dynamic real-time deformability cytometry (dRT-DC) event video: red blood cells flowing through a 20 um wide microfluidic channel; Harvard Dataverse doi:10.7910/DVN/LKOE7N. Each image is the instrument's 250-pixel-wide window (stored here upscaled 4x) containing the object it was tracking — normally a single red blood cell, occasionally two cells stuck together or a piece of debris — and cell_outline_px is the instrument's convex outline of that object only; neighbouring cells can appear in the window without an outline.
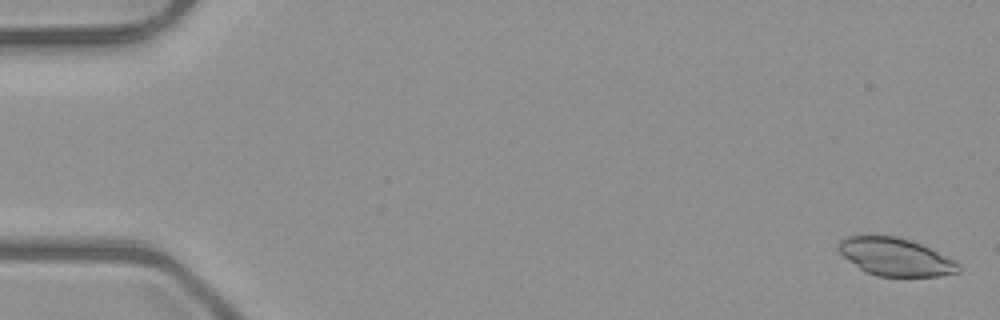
{"species": "common noctule bat (a hibernating species)", "species_latin": "Nyctalus noctula", "temperature_condition": "room temperature", "stored_images_in_passage": 5, "camera_frame_rate_fps": 3000, "um_per_image_px": 0.085, "animal": {"sex": "male", "body_mass_g": 23.1, "forearm_length_mm": 52.7}, "frame": {"image": 1, "passage_image": 1, "time_ms": 0.0, "image_size_px": [1000, 320], "cell_outline_px": [[960, 272], [940, 276], [876, 276], [860, 268], [844, 256], [836, 248], [836, 244], [840, 240], [848, 236], [896, 236], [920, 244], [952, 260], [960, 268]], "centroid_in_image_um": [76.06, 21.84], "position_along_channel_um": 8.9, "area_um2": 25.78}}
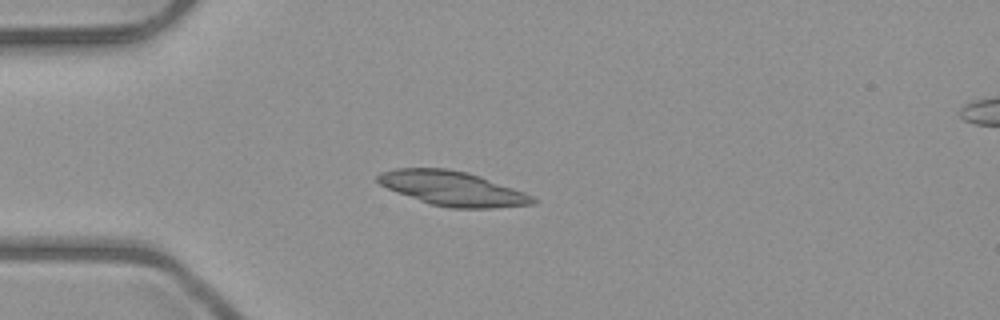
{"frame": {"image": 2, "passage_image": 5, "time_ms": 4.333, "image_size_px": [1000, 320], "cell_outline_px": [[536, 204], [496, 208], [448, 208], [432, 204], [396, 192], [380, 184], [376, 180], [376, 176], [380, 172], [396, 168], [448, 168], [468, 172], [480, 176], [524, 192], [532, 196], [536, 200]], "centroid_in_image_um": [38.46, 16.02], "position_along_channel_um": 46.5, "area_um2": 31.1}}